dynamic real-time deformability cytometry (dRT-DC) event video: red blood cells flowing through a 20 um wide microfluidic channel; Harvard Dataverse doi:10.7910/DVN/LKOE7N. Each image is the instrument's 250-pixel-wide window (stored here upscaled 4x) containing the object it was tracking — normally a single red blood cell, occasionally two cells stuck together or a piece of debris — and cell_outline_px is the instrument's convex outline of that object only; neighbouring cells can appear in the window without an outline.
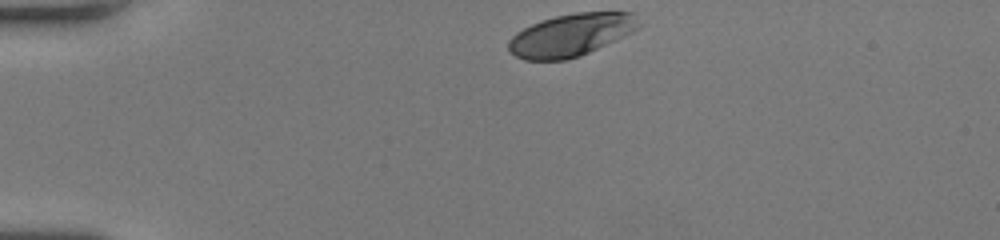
{"species": "human", "species_latin": "Homo sapiens", "temperature_condition": "room temperature", "stored_images_in_passage": 34, "camera_frame_rate_fps": 3000, "um_per_image_px": 0.085, "donor": {"sex": "female"}, "frame": {"image": 1, "passage_image": 1, "time_ms": 0.0, "image_size_px": [1000, 240], "cell_outline_px": [[640, 24], [632, 32], [624, 36], [580, 56], [564, 60], [524, 60], [516, 56], [508, 48], [508, 40], [516, 32], [532, 24], [556, 16], [576, 12], [632, 12]], "centroid_in_image_um": [48.51, 2.98], "position_along_channel_um": 36.5, "area_um2": 31.91}}
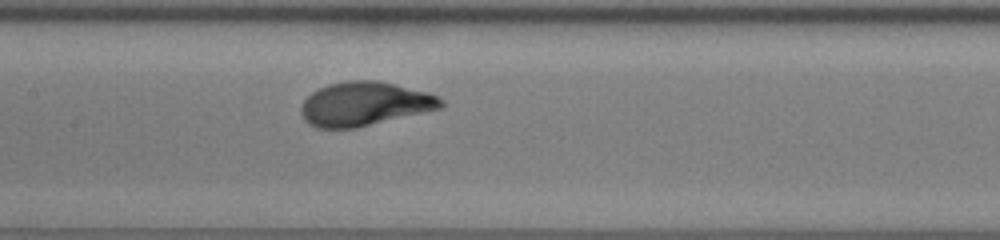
{"frame": {"image": 2, "passage_image": 16, "time_ms": 5.0, "image_size_px": [1000, 240], "cell_outline_px": [[444, 108], [356, 128], [316, 128], [308, 124], [304, 120], [300, 112], [300, 108], [304, 100], [312, 92], [328, 84], [348, 80], [376, 80], [428, 92], [444, 100]], "centroid_in_image_um": [30.99, 8.84], "position_along_channel_um": 176.4, "area_um2": 36.01}}
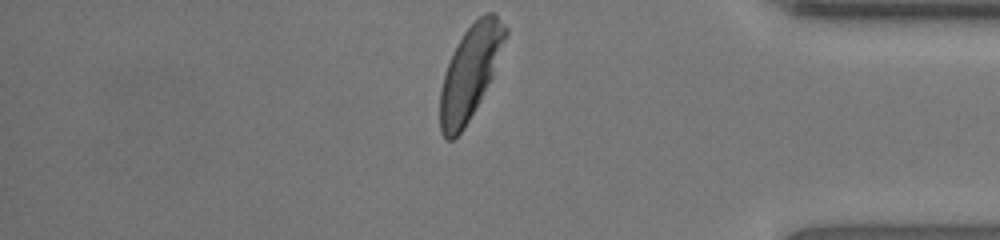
{"frame": {"image": 3, "passage_image": 34, "time_ms": 11.0, "image_size_px": [1000, 240], "cell_outline_px": [[508, 32], [492, 76], [464, 128], [452, 140], [448, 140], [440, 132], [440, 92], [444, 76], [448, 64], [456, 44], [464, 32], [484, 12], [492, 12], [508, 28]], "centroid_in_image_um": [39.95, 6.13], "position_along_channel_um": 395.3, "area_um2": 34.45}, "authors_computed_cell_mechanics": {"area_um2": 34.7956, "velocity_mm_per_s": 4.0066, "shape_relaxation_time_tau1_ms": 2.2543, "shape_relaxation_time_tau2_ms": null, "deformation_change_tau1": 0.1409, "deformation_change_tau2": null}}